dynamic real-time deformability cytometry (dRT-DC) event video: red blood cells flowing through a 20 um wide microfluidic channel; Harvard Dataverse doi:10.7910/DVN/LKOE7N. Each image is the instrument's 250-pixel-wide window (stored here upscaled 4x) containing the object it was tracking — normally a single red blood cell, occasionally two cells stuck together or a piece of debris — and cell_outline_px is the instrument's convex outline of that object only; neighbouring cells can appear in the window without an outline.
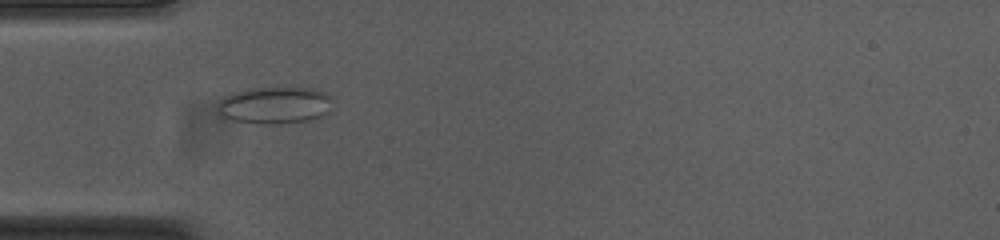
{"species": "common noctule bat (a hibernating species)", "species_latin": "Nyctalus noctula", "temperature_condition": "cold", "stored_images_in_passage": 39, "camera_frame_rate_fps": 3000, "um_per_image_px": 0.085, "animal": {"sex": "female", "body_mass_g": 23.0, "forearm_length_mm": 53.4}, "frame": {"image": 1, "passage_image": 2, "time_ms": 0.333, "image_size_px": [1000, 240], "cell_outline_px": [[328, 112], [320, 116], [308, 120], [276, 124], [260, 124], [236, 120], [224, 116], [220, 112], [220, 100], [224, 96], [232, 92], [248, 88], [308, 88], [328, 92]], "centroid_in_image_um": [23.34, 8.93], "position_along_channel_um": 61.7, "area_um2": 24.22}}
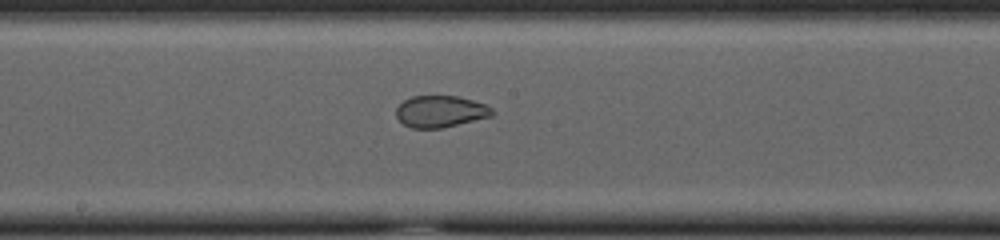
{"frame": {"image": 2, "passage_image": 14, "time_ms": 4.333, "image_size_px": [1000, 240], "cell_outline_px": [[496, 112], [492, 116], [444, 128], [412, 128], [404, 124], [396, 116], [396, 108], [404, 100], [412, 96], [456, 96], [472, 100], [484, 104], [492, 108]], "centroid_in_image_um": [37.45, 9.48], "position_along_channel_um": 210.7, "area_um2": 17.74}}
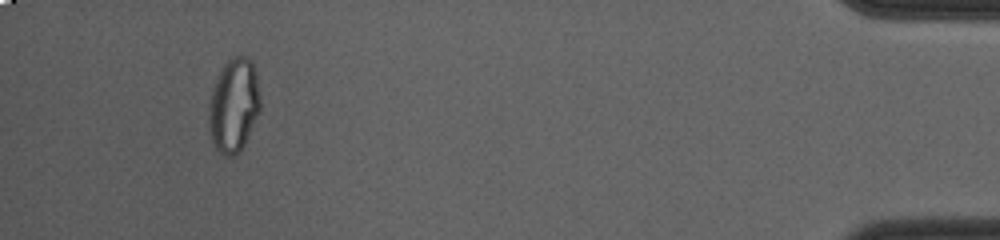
{"frame": {"image": 3, "passage_image": 36, "time_ms": 11.667, "image_size_px": [1000, 240], "cell_outline_px": [[260, 112], [240, 152], [232, 156], [224, 156], [216, 148], [212, 140], [208, 120], [208, 104], [216, 76], [224, 64], [232, 56], [248, 56], [252, 60], [256, 72], [260, 96]], "centroid_in_image_um": [19.87, 8.92], "position_along_channel_um": 415.3, "area_um2": 28.5}, "authors_computed_cell_mechanics": {"area_um2": 20.808, "velocity_mm_per_s": 3.7516, "shape_relaxation_time_tau1_ms": null, "shape_relaxation_time_tau2_ms": 1.2003, "deformation_change_tau1": null, "deformation_change_tau2": 0.0578}}